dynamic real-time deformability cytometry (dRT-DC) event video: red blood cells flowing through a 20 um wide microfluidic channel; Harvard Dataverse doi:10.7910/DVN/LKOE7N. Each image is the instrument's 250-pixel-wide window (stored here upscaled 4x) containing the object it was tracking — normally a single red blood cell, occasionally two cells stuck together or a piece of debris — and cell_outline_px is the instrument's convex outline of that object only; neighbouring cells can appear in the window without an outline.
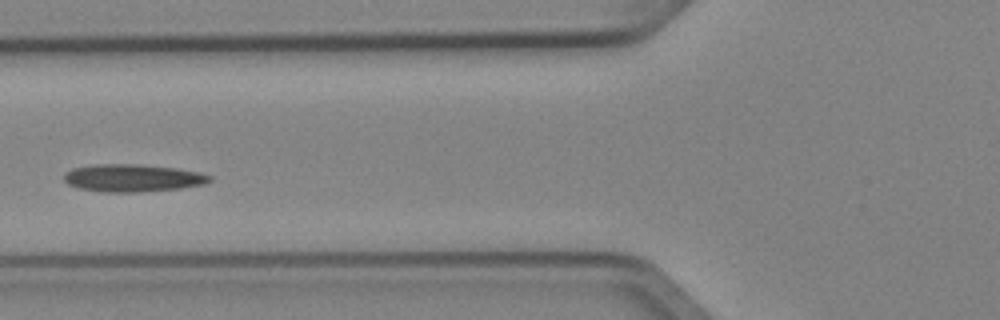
{"species": "Egyptian fruit bat (a non-hibernating species)", "species_latin": "Rousettus aegyptiacus", "temperature_condition": "cold", "stored_images_in_passage": 3, "camera_frame_rate_fps": 3000, "um_per_image_px": 0.085, "animal": {"sex": "female"}, "frame": {"image": 1, "passage_image": 3, "time_ms": 0.667, "image_size_px": [1000, 320], "cell_outline_px": [[212, 180], [204, 184], [180, 188], [136, 192], [104, 192], [80, 188], [68, 184], [64, 180], [64, 176], [72, 168], [96, 164], [136, 164], [176, 168], [200, 172], [212, 176]], "centroid_in_image_um": [11.3, 15.12], "position_along_channel_um": 114.5, "area_um2": 23.24}}